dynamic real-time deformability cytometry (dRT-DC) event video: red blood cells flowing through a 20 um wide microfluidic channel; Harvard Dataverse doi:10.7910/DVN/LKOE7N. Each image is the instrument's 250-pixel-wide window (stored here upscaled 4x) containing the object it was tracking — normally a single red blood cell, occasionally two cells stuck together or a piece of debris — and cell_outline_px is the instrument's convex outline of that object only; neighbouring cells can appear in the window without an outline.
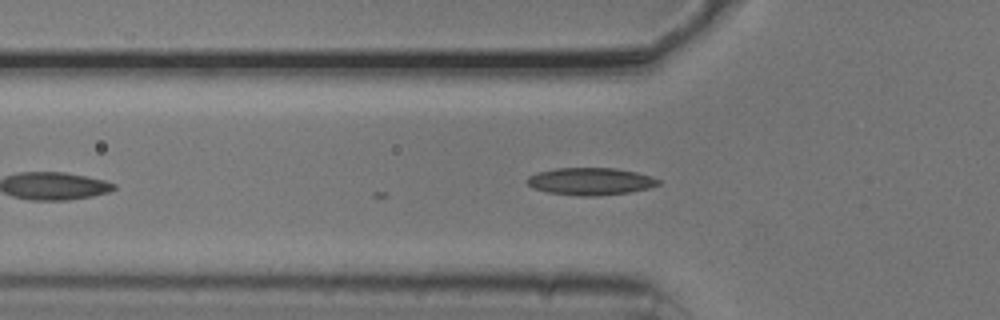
{"species": "common noctule bat (a hibernating species)", "species_latin": "Nyctalus noctula", "temperature_condition": "cold", "stored_images_in_passage": 2, "camera_frame_rate_fps": 3000, "um_per_image_px": 0.085, "animal": {"sex": "male", "body_mass_g": 20.5, "forearm_length_mm": 52.5}, "frame": {"image": 1, "passage_image": 2, "time_ms": 0.333, "image_size_px": [1000, 320], "cell_outline_px": [[660, 184], [648, 188], [628, 192], [596, 196], [580, 196], [548, 192], [532, 188], [524, 180], [528, 176], [536, 172], [556, 168], [616, 168], [636, 172], [652, 176], [660, 180]], "centroid_in_image_um": [50.16, 15.41], "position_along_channel_um": 75.6, "area_um2": 20.98}}